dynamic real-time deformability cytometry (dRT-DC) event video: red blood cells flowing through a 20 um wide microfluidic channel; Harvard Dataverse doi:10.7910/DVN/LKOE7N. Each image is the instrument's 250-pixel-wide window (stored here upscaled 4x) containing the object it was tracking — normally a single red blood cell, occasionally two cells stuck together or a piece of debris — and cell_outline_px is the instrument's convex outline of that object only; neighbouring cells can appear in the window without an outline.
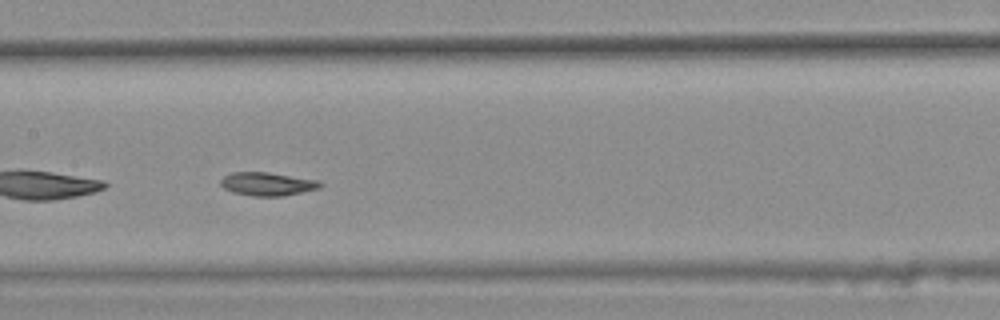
{"species": "common noctule bat (a hibernating species)", "species_latin": "Nyctalus noctula", "temperature_condition": "warm", "stored_images_in_passage": 44, "camera_frame_rate_fps": 3000, "um_per_image_px": 0.085, "animal": {"sex": "female", "body_mass_g": 25.1}, "frame": {"image": 1, "passage_image": 26, "time_ms": 8.333, "image_size_px": [1000, 320], "cell_outline_px": [[324, 184], [320, 188], [280, 196], [252, 196], [232, 192], [224, 188], [220, 184], [220, 180], [224, 176], [232, 172], [268, 172], [320, 180]], "centroid_in_image_um": [22.73, 15.63], "position_along_channel_um": 184.7, "area_um2": 13.58}}